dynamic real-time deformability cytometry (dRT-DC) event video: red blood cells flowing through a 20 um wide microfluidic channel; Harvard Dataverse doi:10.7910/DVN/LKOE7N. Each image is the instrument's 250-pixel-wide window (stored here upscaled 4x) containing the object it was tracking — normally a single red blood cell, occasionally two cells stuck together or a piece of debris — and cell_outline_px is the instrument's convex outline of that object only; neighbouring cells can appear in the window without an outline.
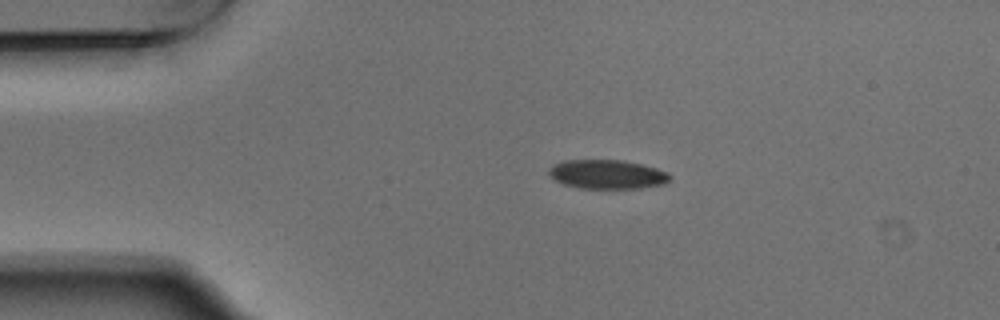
{"species": "Egyptian fruit bat (a non-hibernating species)", "species_latin": "Rousettus aegyptiacus", "temperature_condition": "warm", "stored_images_in_passage": 4, "camera_frame_rate_fps": 3000, "um_per_image_px": 0.085, "animal": {"sex": "male"}, "frame": {"image": 1, "passage_image": 2, "time_ms": 0.333, "image_size_px": [1000, 320], "cell_outline_px": [[672, 176], [664, 184], [640, 188], [576, 188], [564, 184], [556, 180], [548, 172], [548, 168], [552, 164], [564, 160], [624, 160], [656, 168], [668, 172]], "centroid_in_image_um": [51.6, 14.81], "position_along_channel_um": 33.4, "area_um2": 20.52}}
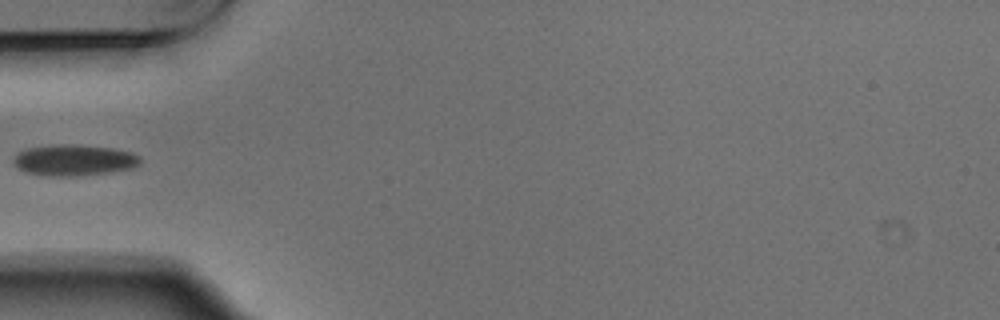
{"frame": {"image": 2, "passage_image": 4, "time_ms": 1.0, "image_size_px": [1000, 320], "cell_outline_px": [[140, 164], [132, 168], [108, 172], [76, 176], [44, 176], [28, 172], [20, 168], [12, 160], [20, 152], [28, 148], [60, 144], [68, 144], [112, 148], [132, 152], [140, 156]], "centroid_in_image_um": [6.33, 13.61], "position_along_channel_um": 78.7, "area_um2": 22.66}}